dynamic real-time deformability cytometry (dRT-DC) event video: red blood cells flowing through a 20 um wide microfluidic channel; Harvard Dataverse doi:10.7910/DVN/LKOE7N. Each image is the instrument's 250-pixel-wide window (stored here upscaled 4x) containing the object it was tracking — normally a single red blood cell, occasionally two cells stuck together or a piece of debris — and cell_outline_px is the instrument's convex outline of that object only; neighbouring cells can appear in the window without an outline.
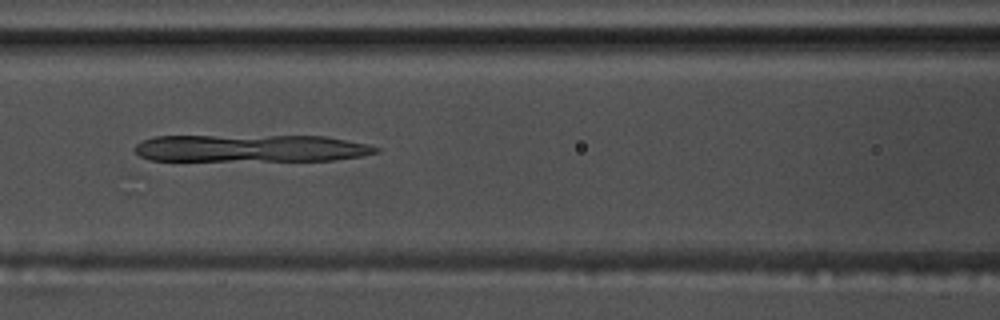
{"species": "common noctule bat (a hibernating species)", "species_latin": "Nyctalus noctula", "temperature_condition": "warm", "stored_images_in_passage": 39, "camera_frame_rate_fps": 3000, "um_per_image_px": 0.085, "animal": {"sex": "male", "body_mass_g": 17.5, "forearm_length_mm": 52.3}, "frame": {"image": 1, "passage_image": 7, "time_ms": 2.0, "image_size_px": [1000, 320], "cell_outline_px": [[380, 152], [364, 156], [336, 160], [148, 160], [140, 156], [136, 152], [136, 144], [144, 140], [156, 136], [328, 136], [368, 144], [380, 148]], "centroid_in_image_um": [21.4, 12.6], "position_along_channel_um": 145.2, "area_um2": 38.38}}